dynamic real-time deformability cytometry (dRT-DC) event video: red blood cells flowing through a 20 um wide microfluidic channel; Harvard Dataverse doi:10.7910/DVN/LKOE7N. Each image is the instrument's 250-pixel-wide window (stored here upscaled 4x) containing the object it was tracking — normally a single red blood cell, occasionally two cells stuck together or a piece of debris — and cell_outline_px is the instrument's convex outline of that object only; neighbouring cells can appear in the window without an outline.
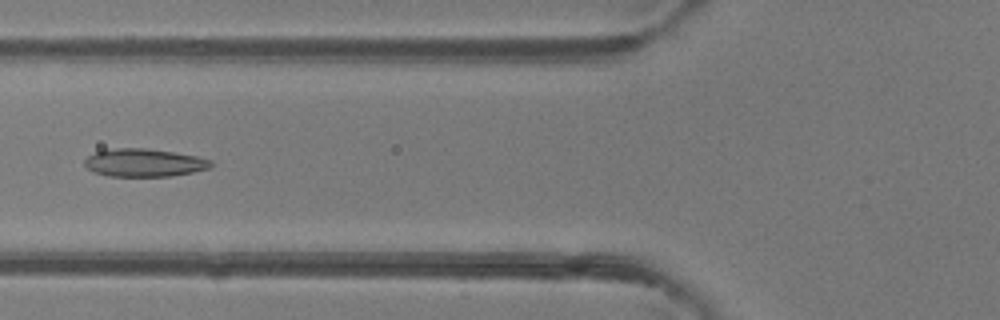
{"species": "common noctule bat (a hibernating species)", "species_latin": "Nyctalus noctula", "temperature_condition": "room temperature", "stored_images_in_passage": 5, "camera_frame_rate_fps": 3000, "um_per_image_px": 0.085, "animal": {"sex": "female"}, "frame": {"image": 1, "passage_image": 5, "time_ms": 5.333, "image_size_px": [1000, 320], "cell_outline_px": [[212, 164], [208, 168], [192, 172], [172, 176], [108, 176], [92, 172], [84, 164], [84, 160], [88, 156], [96, 152], [116, 148], [148, 148], [196, 156], [212, 160]], "centroid_in_image_um": [12.23, 13.83], "position_along_channel_um": 113.6, "area_um2": 20.46}}